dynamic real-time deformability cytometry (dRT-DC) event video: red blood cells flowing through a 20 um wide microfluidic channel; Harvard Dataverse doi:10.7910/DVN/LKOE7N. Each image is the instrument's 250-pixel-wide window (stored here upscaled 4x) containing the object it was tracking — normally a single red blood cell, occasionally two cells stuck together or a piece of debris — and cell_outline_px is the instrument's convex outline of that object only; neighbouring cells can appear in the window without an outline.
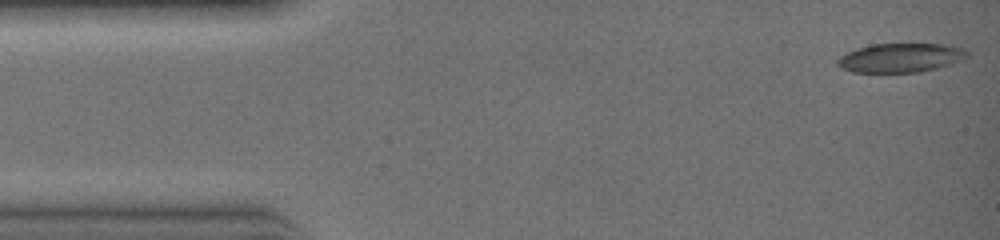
{"species": "common noctule bat (a hibernating species)", "species_latin": "Nyctalus noctula", "temperature_condition": "warm", "stored_images_in_passage": 31, "camera_frame_rate_fps": 3000, "um_per_image_px": 0.085, "animal": {"sex": "female", "body_mass_g": 19.0, "forearm_length_mm": 51.5}, "frame": {"image": 1, "passage_image": 1, "time_ms": 0.0, "image_size_px": [1000, 240], "cell_outline_px": [[968, 56], [948, 64], [916, 72], [852, 72], [836, 64], [836, 60], [840, 56], [848, 52], [872, 44], [944, 44], [960, 48], [968, 52]], "centroid_in_image_um": [76.49, 4.9], "position_along_channel_um": 8.5, "area_um2": 21.33}}
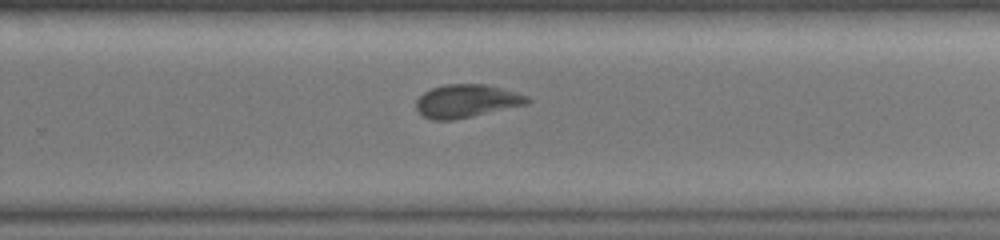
{"frame": {"image": 2, "passage_image": 20, "time_ms": 6.333, "image_size_px": [1000, 240], "cell_outline_px": [[532, 100], [528, 104], [472, 116], [452, 120], [432, 120], [424, 116], [416, 108], [416, 100], [424, 92], [432, 88], [444, 84], [488, 84], [528, 96]], "centroid_in_image_um": [39.67, 8.58], "position_along_channel_um": 290.1, "area_um2": 21.39}}
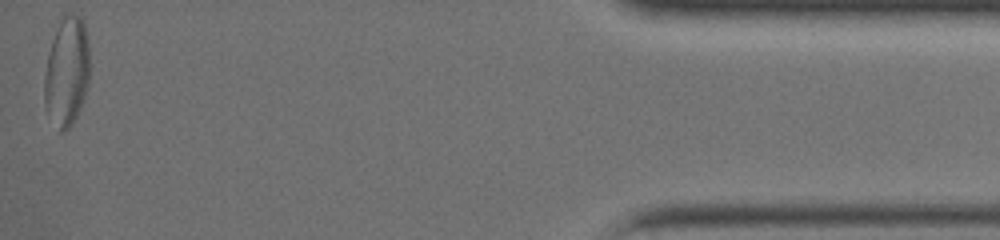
{"frame": {"image": 3, "passage_image": 31, "time_ms": 10.0, "image_size_px": [1000, 240], "cell_outline_px": [[88, 84], [80, 108], [72, 124], [64, 132], [60, 132], [44, 100], [44, 76], [48, 52], [56, 28], [64, 12], [72, 12], [80, 16], [84, 24], [88, 36]], "centroid_in_image_um": [5.68, 5.99], "position_along_channel_um": 429.5, "area_um2": 28.61}}